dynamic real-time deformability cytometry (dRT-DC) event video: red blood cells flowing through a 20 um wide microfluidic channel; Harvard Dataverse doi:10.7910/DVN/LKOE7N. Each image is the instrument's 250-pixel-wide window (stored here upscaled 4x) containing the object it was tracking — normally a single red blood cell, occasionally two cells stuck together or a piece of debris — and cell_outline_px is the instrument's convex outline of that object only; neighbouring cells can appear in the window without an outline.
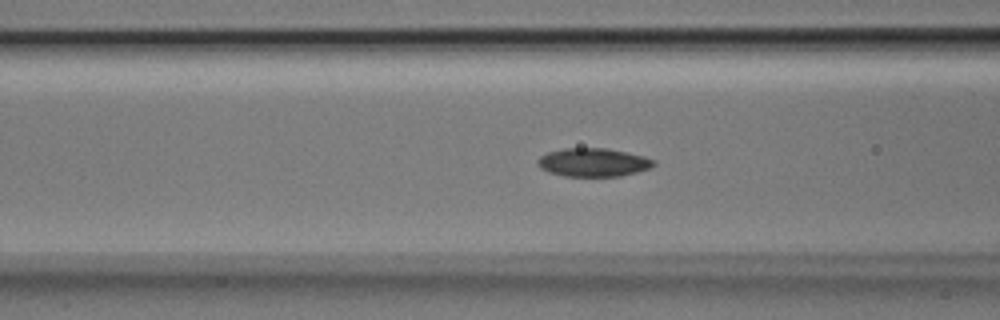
{"species": "Egyptian fruit bat (a non-hibernating species)", "species_latin": "Rousettus aegyptiacus", "temperature_condition": "room temperature", "stored_images_in_passage": 39, "segment_of_instrument_passage": [1, 2], "camera_frame_rate_fps": 3000, "um_per_image_px": 0.085, "animal": {"sex": "male"}, "frame": {"image": 1, "passage_image": 7, "time_ms": 2.0, "image_size_px": [1000, 320], "cell_outline_px": [[656, 164], [648, 168], [636, 172], [620, 176], [564, 176], [548, 172], [540, 168], [536, 164], [536, 160], [540, 156], [548, 152], [564, 148], [604, 148], [628, 152], [644, 156], [656, 160]], "centroid_in_image_um": [50.4, 13.8], "position_along_channel_um": 116.2, "area_um2": 19.31}}
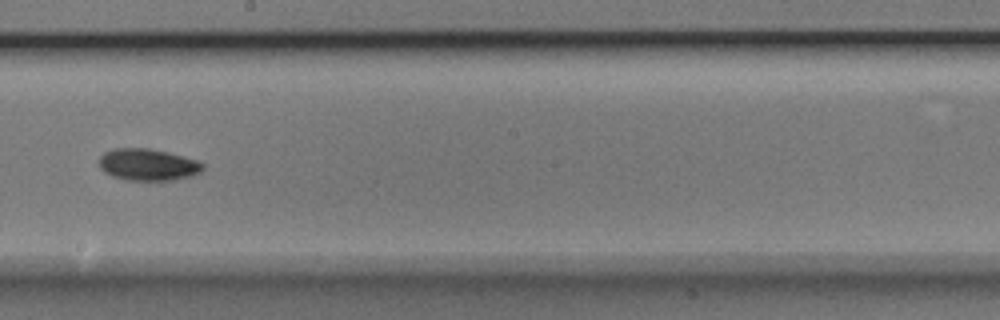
{"frame": {"image": 2, "passage_image": 16, "time_ms": 5.0, "image_size_px": [1000, 320], "cell_outline_px": [[204, 168], [200, 172], [192, 176], [176, 180], [128, 180], [112, 176], [104, 172], [100, 168], [100, 156], [104, 152], [112, 148], [148, 148], [168, 152], [184, 156], [196, 160], [204, 164]], "centroid_in_image_um": [12.58, 13.99], "position_along_channel_um": 235.6, "area_um2": 19.36}}
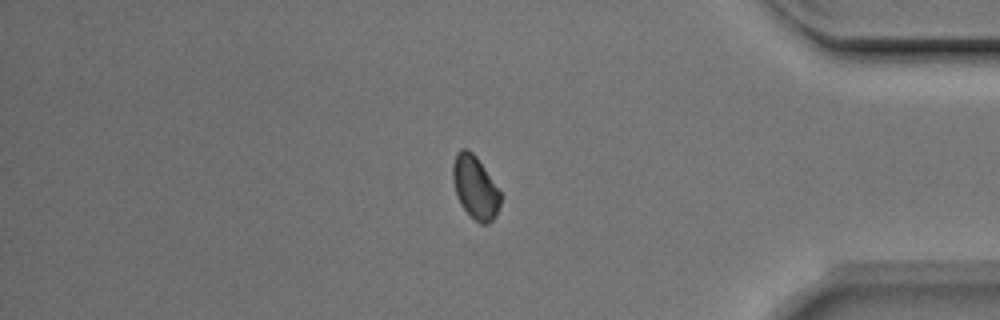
{"frame": {"image": 3, "passage_image": 30, "time_ms": 9.667, "image_size_px": [1000, 320], "cell_outline_px": [[500, 204], [496, 216], [488, 224], [480, 224], [464, 208], [456, 196], [452, 180], [452, 164], [456, 152], [460, 148], [468, 148], [476, 156], [500, 192]], "centroid_in_image_um": [40.36, 15.9], "position_along_channel_um": 394.8, "area_um2": 17.4}}